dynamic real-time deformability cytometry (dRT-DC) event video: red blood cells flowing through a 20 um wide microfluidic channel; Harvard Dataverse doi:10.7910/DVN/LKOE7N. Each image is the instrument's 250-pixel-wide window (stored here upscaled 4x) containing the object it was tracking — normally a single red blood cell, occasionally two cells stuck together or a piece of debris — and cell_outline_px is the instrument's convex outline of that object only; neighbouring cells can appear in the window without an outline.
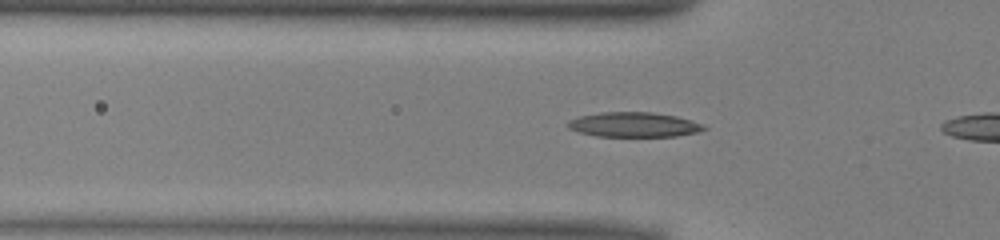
{"species": "common noctule bat (a hibernating species)", "species_latin": "Nyctalus noctula", "temperature_condition": "warm", "stored_images_in_passage": 14, "camera_frame_rate_fps": 3000, "um_per_image_px": 0.085, "animal": {"sex": "male", "body_mass_g": 13.0, "forearm_length_mm": 53.1}, "frame": {"image": 1, "passage_image": 12, "time_ms": 3.667, "image_size_px": [1000, 240], "cell_outline_px": [[708, 128], [696, 132], [676, 136], [596, 136], [580, 132], [568, 128], [568, 120], [580, 116], [600, 112], [652, 112], [676, 116], [692, 120], [704, 124]], "centroid_in_image_um": [53.9, 10.59], "position_along_channel_um": 71.9, "area_um2": 19.59}}